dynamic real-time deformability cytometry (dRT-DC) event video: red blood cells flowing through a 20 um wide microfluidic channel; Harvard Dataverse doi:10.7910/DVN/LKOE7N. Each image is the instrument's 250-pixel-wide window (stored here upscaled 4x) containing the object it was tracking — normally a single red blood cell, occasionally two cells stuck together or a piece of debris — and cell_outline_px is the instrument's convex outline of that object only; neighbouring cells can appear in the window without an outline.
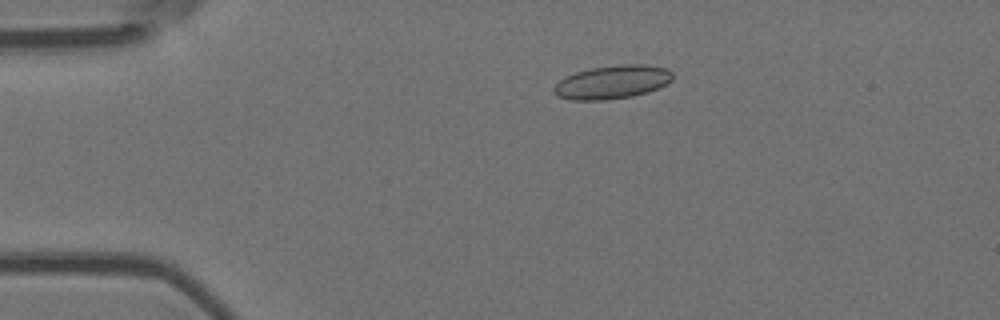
{"species": "Egyptian fruit bat (a non-hibernating species)", "species_latin": "Rousettus aegyptiacus", "temperature_condition": "room temperature", "stored_images_in_passage": 22, "camera_frame_rate_fps": 3000, "um_per_image_px": 0.085, "animal": {"sex": "female"}, "frame": {"image": 1, "passage_image": 12, "time_ms": 3.667, "image_size_px": [1000, 320], "cell_outline_px": [[672, 80], [668, 84], [648, 92], [632, 96], [604, 100], [572, 100], [556, 96], [552, 92], [552, 88], [564, 76], [576, 72], [592, 68], [620, 64], [644, 64], [668, 68], [672, 72]], "centroid_in_image_um": [52.04, 6.98], "position_along_channel_um": 33.0, "area_um2": 23.41}}
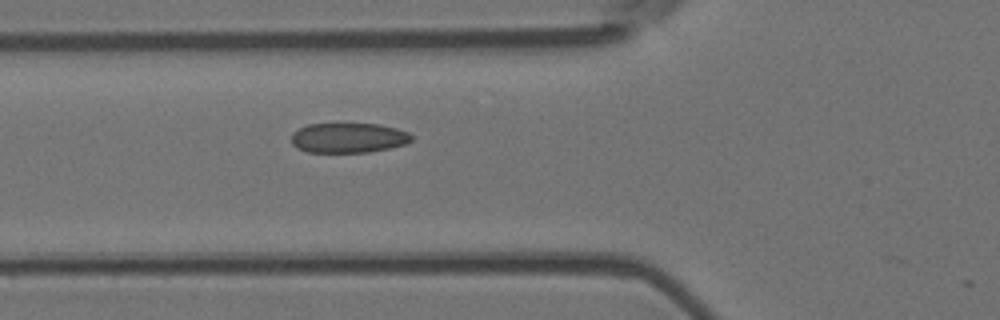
{"frame": {"image": 2, "passage_image": 21, "time_ms": 6.667, "image_size_px": [1000, 320], "cell_outline_px": [[412, 140], [404, 144], [388, 148], [368, 152], [308, 152], [296, 148], [292, 144], [292, 132], [308, 124], [376, 124], [396, 128], [408, 132], [412, 136]], "centroid_in_image_um": [29.59, 11.72], "position_along_channel_um": 96.2, "area_um2": 20.81}}